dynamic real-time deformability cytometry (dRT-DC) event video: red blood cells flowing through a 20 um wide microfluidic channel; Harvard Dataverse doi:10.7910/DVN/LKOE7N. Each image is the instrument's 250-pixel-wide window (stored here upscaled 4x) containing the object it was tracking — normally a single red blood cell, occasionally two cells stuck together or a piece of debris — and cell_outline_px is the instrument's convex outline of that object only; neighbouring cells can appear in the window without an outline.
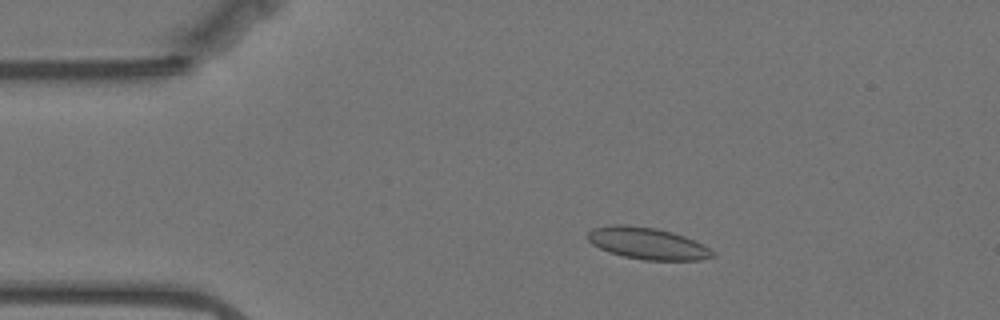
{"species": "Egyptian fruit bat (a non-hibernating species)", "species_latin": "Rousettus aegyptiacus", "temperature_condition": "warm", "stored_images_in_passage": 57, "camera_frame_rate_fps": 3000, "um_per_image_px": 0.085, "animal": {"sex": "female"}, "frame": {"image": 1, "passage_image": 10, "time_ms": 3.0, "image_size_px": [1000, 320], "cell_outline_px": [[716, 256], [700, 260], [644, 260], [624, 256], [608, 252], [592, 244], [584, 236], [592, 228], [612, 224], [628, 224], [656, 228], [672, 232], [684, 236], [716, 252]], "centroid_in_image_um": [54.98, 20.68], "position_along_channel_um": 30.0, "area_um2": 23.24}}
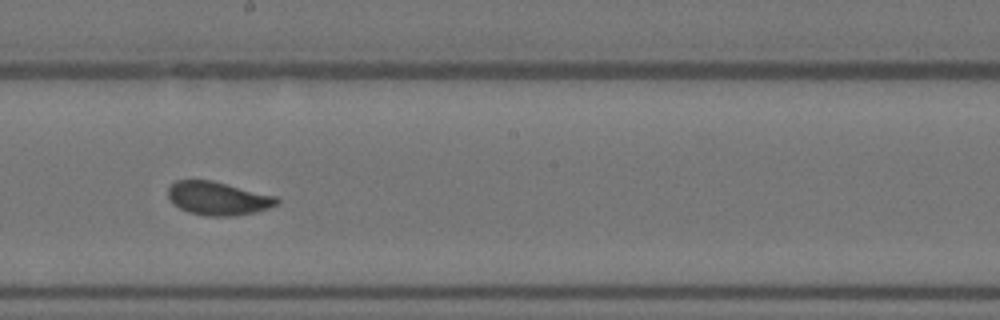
{"frame": {"image": 2, "passage_image": 31, "time_ms": 10.0, "image_size_px": [1000, 320], "cell_outline_px": [[280, 204], [256, 212], [236, 216], [208, 216], [188, 212], [172, 204], [168, 196], [168, 188], [176, 180], [212, 180], [276, 196], [280, 200]], "centroid_in_image_um": [18.54, 16.87], "position_along_channel_um": 229.7, "area_um2": 21.33}}
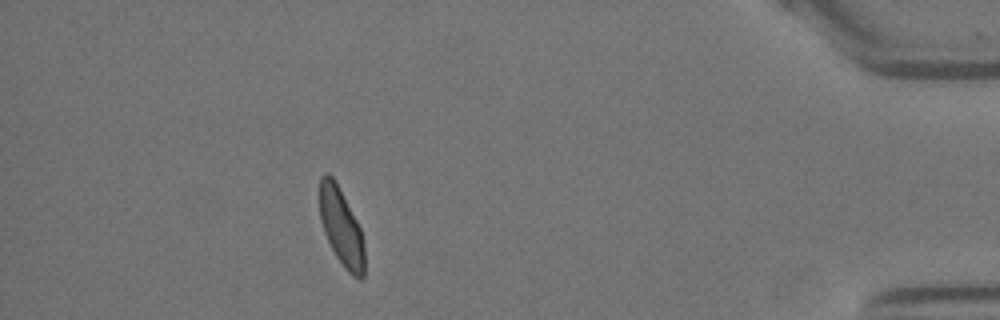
{"frame": {"image": 3, "passage_image": 51, "time_ms": 16.667, "image_size_px": [1000, 320], "cell_outline_px": [[364, 276], [360, 280], [352, 276], [344, 268], [336, 256], [324, 232], [320, 220], [320, 176], [324, 172], [328, 172], [336, 180], [360, 228], [364, 244]], "centroid_in_image_um": [29.0, 19.29], "position_along_channel_um": 406.2, "area_um2": 20.29}, "authors_computed_cell_mechanics": {"area_um2": 21.5016, "velocity_mm_per_s": 3.4856, "shape_relaxation_time_tau1_ms": 5.0251, "shape_relaxation_time_tau2_ms": null, "deformation_change_tau1": 0.1237, "deformation_change_tau2": null}}